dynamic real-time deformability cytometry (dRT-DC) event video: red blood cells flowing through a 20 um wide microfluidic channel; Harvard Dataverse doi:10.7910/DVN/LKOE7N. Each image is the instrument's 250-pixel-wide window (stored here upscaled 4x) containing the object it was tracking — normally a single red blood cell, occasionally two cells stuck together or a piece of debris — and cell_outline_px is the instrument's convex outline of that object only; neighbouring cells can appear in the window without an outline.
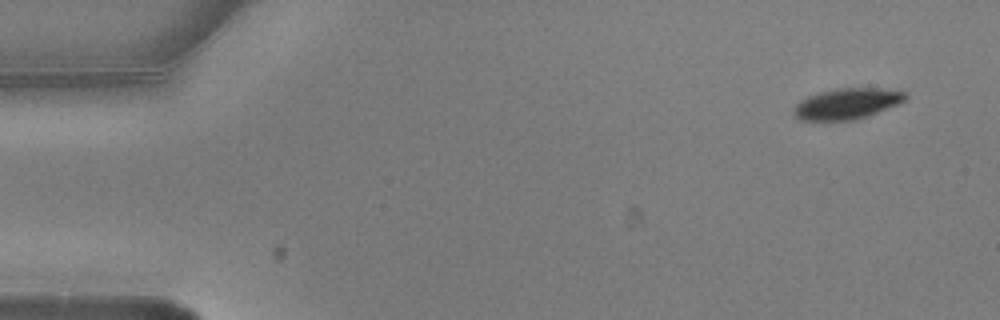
{"species": "common noctule bat (a hibernating species)", "species_latin": "Nyctalus noctula", "temperature_condition": "warm", "stored_images_in_passage": 7, "camera_frame_rate_fps": 3000, "um_per_image_px": 0.085, "animal": {"sex": "male", "body_mass_g": 20.5, "forearm_length_mm": 52.5}, "frame": {"image": 1, "passage_image": 1, "time_ms": 0.0, "image_size_px": [1000, 320], "cell_outline_px": [[908, 100], [900, 104], [868, 116], [856, 120], [800, 120], [796, 116], [796, 104], [800, 100], [808, 96], [820, 92], [840, 88], [880, 88], [904, 92], [908, 96]], "centroid_in_image_um": [72.07, 8.81], "position_along_channel_um": 12.9, "area_um2": 20.0}}